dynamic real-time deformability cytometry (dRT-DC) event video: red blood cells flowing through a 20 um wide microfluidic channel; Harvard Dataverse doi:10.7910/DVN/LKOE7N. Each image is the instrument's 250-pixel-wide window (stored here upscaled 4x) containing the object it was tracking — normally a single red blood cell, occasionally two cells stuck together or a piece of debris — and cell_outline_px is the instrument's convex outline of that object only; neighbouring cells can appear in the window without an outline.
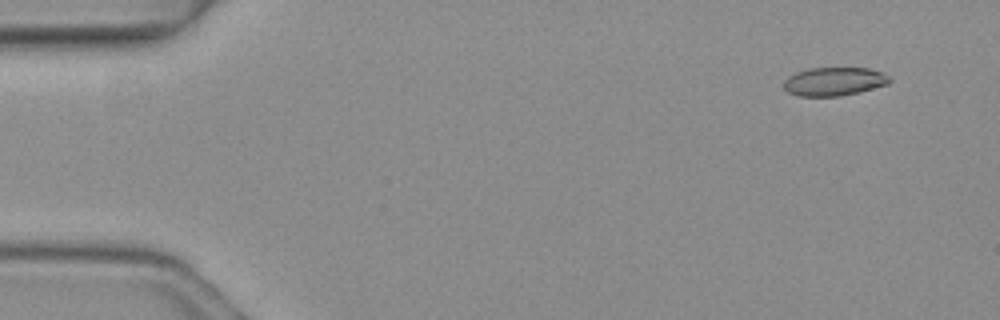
{"species": "common noctule bat (a hibernating species)", "species_latin": "Nyctalus noctula", "temperature_condition": "warm", "stored_images_in_passage": 4, "segment_of_instrument_passage": [2, 2], "camera_frame_rate_fps": 3000, "um_per_image_px": 0.085, "animal": {"sex": "female", "body_mass_g": 19.3, "forearm_length_mm": 54.1}, "frame": {"image": 1, "passage_image": 4, "time_ms": 1.0, "image_size_px": [1000, 320], "cell_outline_px": [[892, 80], [888, 84], [840, 96], [800, 96], [788, 92], [784, 88], [784, 80], [788, 76], [796, 72], [808, 68], [868, 68], [884, 72], [892, 76]], "centroid_in_image_um": [70.92, 6.91], "position_along_channel_um": 14.1, "area_um2": 17.63}}